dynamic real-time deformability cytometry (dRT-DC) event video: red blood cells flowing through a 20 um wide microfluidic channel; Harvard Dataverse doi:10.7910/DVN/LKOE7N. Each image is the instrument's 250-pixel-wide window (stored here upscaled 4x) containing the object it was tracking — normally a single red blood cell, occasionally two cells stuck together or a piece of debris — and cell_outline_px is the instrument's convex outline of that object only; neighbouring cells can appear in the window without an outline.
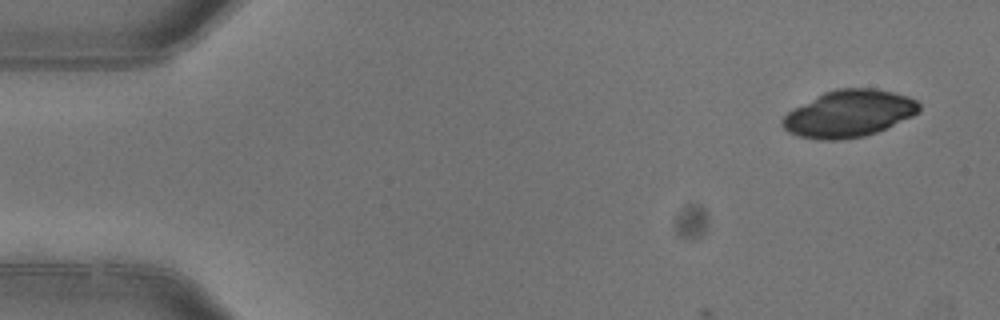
{"species": "common noctule bat (a hibernating species)", "species_latin": "Nyctalus noctula", "temperature_condition": "warm", "stored_images_in_passage": 4, "camera_frame_rate_fps": 3000, "um_per_image_px": 0.085, "animal": {"sex": "female"}, "frame": {"image": 1, "passage_image": 1, "time_ms": 0.0, "image_size_px": [1000, 320], "cell_outline_px": [[920, 112], [912, 116], [876, 132], [864, 136], [840, 140], [820, 140], [800, 136], [788, 132], [780, 124], [780, 120], [792, 108], [824, 92], [836, 88], [876, 88], [908, 96], [916, 100], [920, 104]], "centroid_in_image_um": [72.13, 9.65], "position_along_channel_um": 12.9, "area_um2": 37.45}}